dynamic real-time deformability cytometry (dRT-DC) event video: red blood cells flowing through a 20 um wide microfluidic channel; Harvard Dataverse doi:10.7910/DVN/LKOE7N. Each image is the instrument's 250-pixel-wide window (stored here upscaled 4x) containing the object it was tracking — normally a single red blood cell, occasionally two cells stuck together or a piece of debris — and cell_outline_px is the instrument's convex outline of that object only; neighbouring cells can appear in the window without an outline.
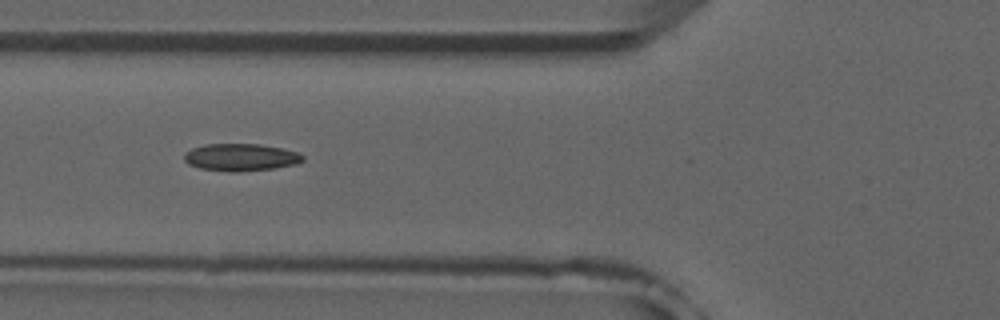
{"species": "common noctule bat (a hibernating species)", "species_latin": "Nyctalus noctula", "temperature_condition": "room temperature", "stored_images_in_passage": 6, "camera_frame_rate_fps": 3000, "um_per_image_px": 0.085, "animal": {"sex": "male", "forearm_length_mm": 52.5}, "frame": {"image": 1, "passage_image": 4, "time_ms": 4.333, "image_size_px": [1000, 320], "cell_outline_px": [[304, 160], [296, 164], [276, 168], [236, 172], [228, 172], [200, 168], [188, 164], [184, 160], [184, 152], [192, 148], [204, 144], [260, 144], [284, 148], [296, 152], [304, 156]], "centroid_in_image_um": [20.46, 13.37], "position_along_channel_um": 105.3, "area_um2": 19.07}}
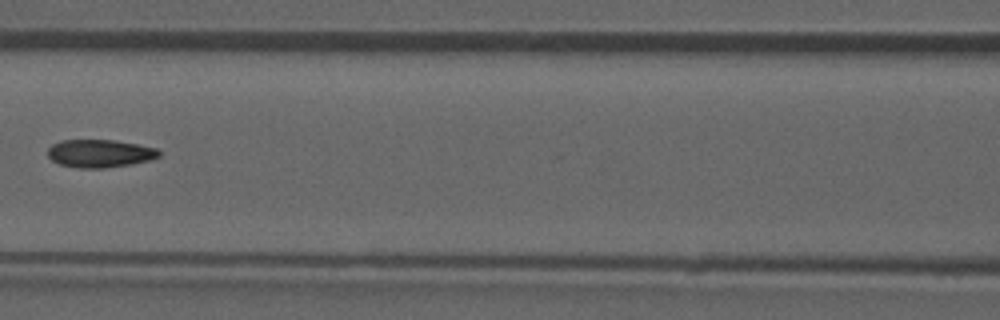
{"frame": {"image": 2, "passage_image": 5, "time_ms": 5.667, "image_size_px": [1000, 320], "cell_outline_px": [[160, 156], [152, 160], [132, 164], [104, 168], [76, 168], [60, 164], [52, 160], [48, 156], [48, 148], [52, 144], [60, 140], [116, 140], [140, 144], [156, 148], [160, 152]], "centroid_in_image_um": [8.51, 13.04], "position_along_channel_um": 158.1, "area_um2": 18.32}}